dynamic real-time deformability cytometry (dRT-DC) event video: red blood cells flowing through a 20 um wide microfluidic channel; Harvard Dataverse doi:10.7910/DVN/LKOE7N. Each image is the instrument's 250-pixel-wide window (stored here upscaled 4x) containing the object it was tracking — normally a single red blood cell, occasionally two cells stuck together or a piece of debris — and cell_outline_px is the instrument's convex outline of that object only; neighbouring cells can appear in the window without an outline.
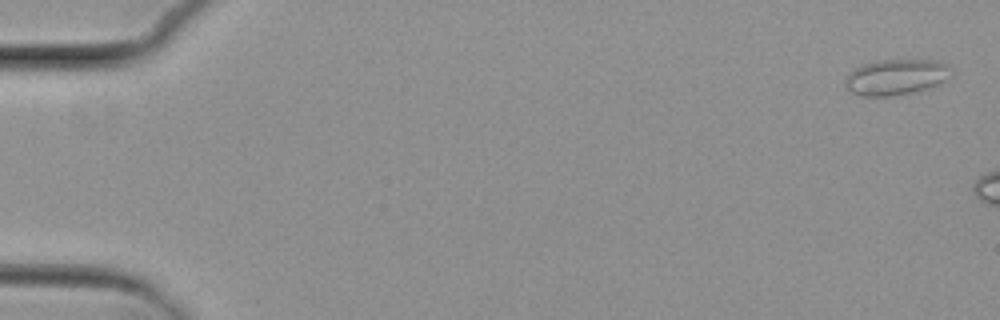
{"species": "common noctule bat (a hibernating species)", "species_latin": "Nyctalus noctula", "temperature_condition": "cold", "stored_images_in_passage": 3, "camera_frame_rate_fps": 3000, "um_per_image_px": 0.085, "animal": {"sex": "female", "body_mass_g": 29.2, "forearm_length_mm": 56.3}, "frame": {"image": 1, "passage_image": 1, "time_ms": 0.0, "image_size_px": [1000, 320], "cell_outline_px": [[952, 76], [940, 84], [916, 92], [888, 96], [860, 96], [852, 92], [844, 84], [844, 80], [848, 72], [864, 64], [876, 60], [940, 60], [948, 64], [952, 68]], "centroid_in_image_um": [76.21, 6.54], "position_along_channel_um": 8.8, "area_um2": 22.48}}